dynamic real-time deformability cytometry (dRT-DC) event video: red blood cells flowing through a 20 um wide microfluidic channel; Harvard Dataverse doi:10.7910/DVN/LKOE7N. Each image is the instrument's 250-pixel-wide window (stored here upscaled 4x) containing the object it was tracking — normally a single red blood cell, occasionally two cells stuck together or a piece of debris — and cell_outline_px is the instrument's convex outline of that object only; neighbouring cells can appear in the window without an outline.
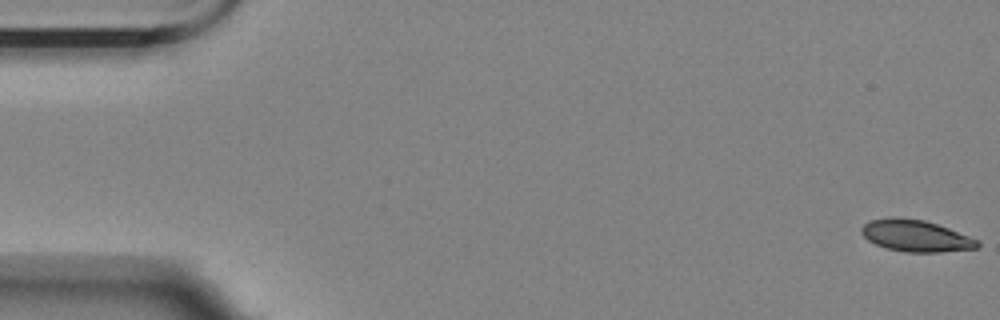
{"species": "Egyptian fruit bat (a non-hibernating species)", "species_latin": "Rousettus aegyptiacus", "temperature_condition": "room temperature", "stored_images_in_passage": 57, "camera_frame_rate_fps": 3000, "um_per_image_px": 0.085, "animal": {"sex": "female"}, "frame": {"image": 1, "passage_image": 1, "time_ms": 0.0, "image_size_px": [1000, 320], "cell_outline_px": [[980, 244], [976, 248], [940, 252], [904, 252], [888, 248], [876, 244], [868, 240], [860, 232], [860, 228], [868, 220], [888, 216], [896, 216], [924, 220], [948, 228], [980, 240]], "centroid_in_image_um": [77.8, 20.02], "position_along_channel_um": 7.2, "area_um2": 21.56}}
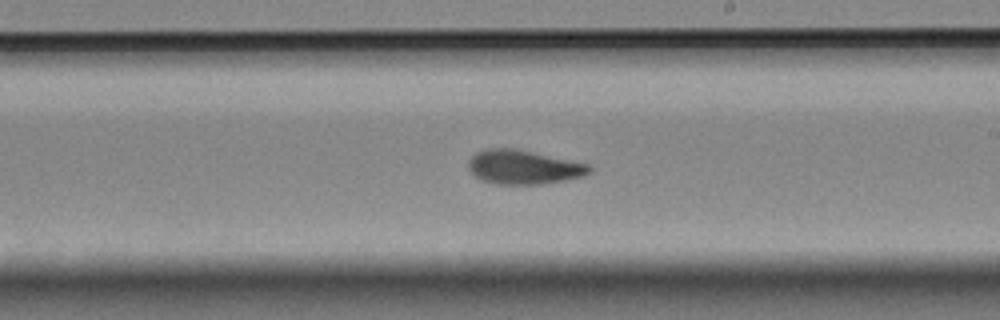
{"frame": {"image": 2, "passage_image": 33, "time_ms": 10.667, "image_size_px": [1000, 320], "cell_outline_px": [[592, 172], [584, 176], [564, 180], [540, 184], [496, 184], [480, 180], [468, 168], [468, 160], [476, 152], [484, 148], [516, 148], [588, 164], [592, 168]], "centroid_in_image_um": [44.48, 14.2], "position_along_channel_um": 244.5, "area_um2": 24.1}}
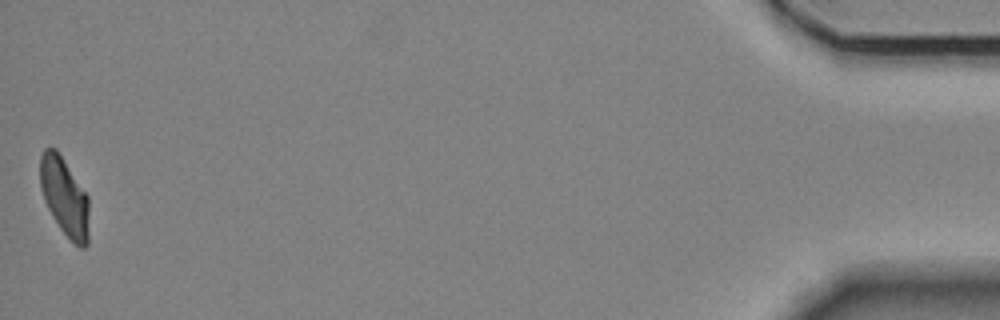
{"frame": {"image": 3, "passage_image": 57, "time_ms": 18.667, "image_size_px": [1000, 320], "cell_outline_px": [[88, 244], [84, 248], [80, 248], [60, 228], [52, 216], [44, 200], [40, 188], [40, 156], [44, 148], [56, 148], [88, 196]], "centroid_in_image_um": [5.47, 16.71], "position_along_channel_um": 429.7, "area_um2": 22.14}, "authors_computed_cell_mechanics": {"area_um2": 23.3512, "velocity_mm_per_s": 3.4948, "shape_relaxation_time_tau1_ms": 4.265, "shape_relaxation_time_tau2_ms": 1.764, "deformation_change_tau1": 0.1359, "deformation_change_tau2": 0.066}}